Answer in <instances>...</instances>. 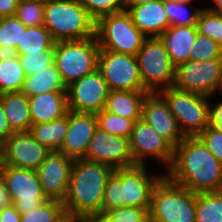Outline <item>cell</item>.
I'll return each mask as SVG.
<instances>
[{"instance_id": "cell-12", "label": "cell", "mask_w": 222, "mask_h": 222, "mask_svg": "<svg viewBox=\"0 0 222 222\" xmlns=\"http://www.w3.org/2000/svg\"><path fill=\"white\" fill-rule=\"evenodd\" d=\"M129 144L135 165H145L146 157H156L168 170L173 162L174 147L142 119L134 122Z\"/></svg>"}, {"instance_id": "cell-1", "label": "cell", "mask_w": 222, "mask_h": 222, "mask_svg": "<svg viewBox=\"0 0 222 222\" xmlns=\"http://www.w3.org/2000/svg\"><path fill=\"white\" fill-rule=\"evenodd\" d=\"M165 174L194 193L222 190V163L195 136L184 137L174 148L173 162Z\"/></svg>"}, {"instance_id": "cell-4", "label": "cell", "mask_w": 222, "mask_h": 222, "mask_svg": "<svg viewBox=\"0 0 222 222\" xmlns=\"http://www.w3.org/2000/svg\"><path fill=\"white\" fill-rule=\"evenodd\" d=\"M148 213L149 222H195L196 193L164 175L153 189Z\"/></svg>"}, {"instance_id": "cell-2", "label": "cell", "mask_w": 222, "mask_h": 222, "mask_svg": "<svg viewBox=\"0 0 222 222\" xmlns=\"http://www.w3.org/2000/svg\"><path fill=\"white\" fill-rule=\"evenodd\" d=\"M114 169L97 161L74 159L68 194L63 201L65 213L88 222L102 214L104 190Z\"/></svg>"}, {"instance_id": "cell-43", "label": "cell", "mask_w": 222, "mask_h": 222, "mask_svg": "<svg viewBox=\"0 0 222 222\" xmlns=\"http://www.w3.org/2000/svg\"><path fill=\"white\" fill-rule=\"evenodd\" d=\"M210 124L222 130V100L213 107L210 105Z\"/></svg>"}, {"instance_id": "cell-23", "label": "cell", "mask_w": 222, "mask_h": 222, "mask_svg": "<svg viewBox=\"0 0 222 222\" xmlns=\"http://www.w3.org/2000/svg\"><path fill=\"white\" fill-rule=\"evenodd\" d=\"M148 93L129 90L109 91L104 110L135 122L141 119L143 101Z\"/></svg>"}, {"instance_id": "cell-33", "label": "cell", "mask_w": 222, "mask_h": 222, "mask_svg": "<svg viewBox=\"0 0 222 222\" xmlns=\"http://www.w3.org/2000/svg\"><path fill=\"white\" fill-rule=\"evenodd\" d=\"M45 0H19L15 17L26 27L42 26L44 23Z\"/></svg>"}, {"instance_id": "cell-46", "label": "cell", "mask_w": 222, "mask_h": 222, "mask_svg": "<svg viewBox=\"0 0 222 222\" xmlns=\"http://www.w3.org/2000/svg\"><path fill=\"white\" fill-rule=\"evenodd\" d=\"M11 204L9 195L6 190L5 182L0 174V210Z\"/></svg>"}, {"instance_id": "cell-15", "label": "cell", "mask_w": 222, "mask_h": 222, "mask_svg": "<svg viewBox=\"0 0 222 222\" xmlns=\"http://www.w3.org/2000/svg\"><path fill=\"white\" fill-rule=\"evenodd\" d=\"M83 158L101 162L114 170L135 166L129 139L112 135L100 128L96 129Z\"/></svg>"}, {"instance_id": "cell-10", "label": "cell", "mask_w": 222, "mask_h": 222, "mask_svg": "<svg viewBox=\"0 0 222 222\" xmlns=\"http://www.w3.org/2000/svg\"><path fill=\"white\" fill-rule=\"evenodd\" d=\"M0 174L5 182L10 201L20 214L33 211L48 200L36 170L1 166Z\"/></svg>"}, {"instance_id": "cell-14", "label": "cell", "mask_w": 222, "mask_h": 222, "mask_svg": "<svg viewBox=\"0 0 222 222\" xmlns=\"http://www.w3.org/2000/svg\"><path fill=\"white\" fill-rule=\"evenodd\" d=\"M50 152L30 131L14 132L2 142V166L37 170Z\"/></svg>"}, {"instance_id": "cell-45", "label": "cell", "mask_w": 222, "mask_h": 222, "mask_svg": "<svg viewBox=\"0 0 222 222\" xmlns=\"http://www.w3.org/2000/svg\"><path fill=\"white\" fill-rule=\"evenodd\" d=\"M19 0H0V18L14 16Z\"/></svg>"}, {"instance_id": "cell-5", "label": "cell", "mask_w": 222, "mask_h": 222, "mask_svg": "<svg viewBox=\"0 0 222 222\" xmlns=\"http://www.w3.org/2000/svg\"><path fill=\"white\" fill-rule=\"evenodd\" d=\"M158 93L167 102L184 137H195L210 125V97L175 87L161 89Z\"/></svg>"}, {"instance_id": "cell-13", "label": "cell", "mask_w": 222, "mask_h": 222, "mask_svg": "<svg viewBox=\"0 0 222 222\" xmlns=\"http://www.w3.org/2000/svg\"><path fill=\"white\" fill-rule=\"evenodd\" d=\"M109 89L99 69L67 86L68 109L98 113L104 109Z\"/></svg>"}, {"instance_id": "cell-7", "label": "cell", "mask_w": 222, "mask_h": 222, "mask_svg": "<svg viewBox=\"0 0 222 222\" xmlns=\"http://www.w3.org/2000/svg\"><path fill=\"white\" fill-rule=\"evenodd\" d=\"M95 37L100 49L135 56L146 38L126 10L99 18L96 21Z\"/></svg>"}, {"instance_id": "cell-36", "label": "cell", "mask_w": 222, "mask_h": 222, "mask_svg": "<svg viewBox=\"0 0 222 222\" xmlns=\"http://www.w3.org/2000/svg\"><path fill=\"white\" fill-rule=\"evenodd\" d=\"M186 4H179L173 1L164 0V9L169 19L170 26H192L197 25V18L202 10L195 8L193 12H189ZM189 12V13H188Z\"/></svg>"}, {"instance_id": "cell-6", "label": "cell", "mask_w": 222, "mask_h": 222, "mask_svg": "<svg viewBox=\"0 0 222 222\" xmlns=\"http://www.w3.org/2000/svg\"><path fill=\"white\" fill-rule=\"evenodd\" d=\"M99 51L96 37L55 42L54 62L66 86L98 69Z\"/></svg>"}, {"instance_id": "cell-39", "label": "cell", "mask_w": 222, "mask_h": 222, "mask_svg": "<svg viewBox=\"0 0 222 222\" xmlns=\"http://www.w3.org/2000/svg\"><path fill=\"white\" fill-rule=\"evenodd\" d=\"M88 14L97 21L99 18L125 10L126 0H80Z\"/></svg>"}, {"instance_id": "cell-21", "label": "cell", "mask_w": 222, "mask_h": 222, "mask_svg": "<svg viewBox=\"0 0 222 222\" xmlns=\"http://www.w3.org/2000/svg\"><path fill=\"white\" fill-rule=\"evenodd\" d=\"M28 98L32 125L60 119L69 111L67 91L46 92Z\"/></svg>"}, {"instance_id": "cell-37", "label": "cell", "mask_w": 222, "mask_h": 222, "mask_svg": "<svg viewBox=\"0 0 222 222\" xmlns=\"http://www.w3.org/2000/svg\"><path fill=\"white\" fill-rule=\"evenodd\" d=\"M26 26L15 16L0 18V45L16 48Z\"/></svg>"}, {"instance_id": "cell-52", "label": "cell", "mask_w": 222, "mask_h": 222, "mask_svg": "<svg viewBox=\"0 0 222 222\" xmlns=\"http://www.w3.org/2000/svg\"><path fill=\"white\" fill-rule=\"evenodd\" d=\"M2 143L0 142V167L2 166Z\"/></svg>"}, {"instance_id": "cell-51", "label": "cell", "mask_w": 222, "mask_h": 222, "mask_svg": "<svg viewBox=\"0 0 222 222\" xmlns=\"http://www.w3.org/2000/svg\"><path fill=\"white\" fill-rule=\"evenodd\" d=\"M169 1H173V2H175V3H179V4H190V2L192 1V0H169Z\"/></svg>"}, {"instance_id": "cell-32", "label": "cell", "mask_w": 222, "mask_h": 222, "mask_svg": "<svg viewBox=\"0 0 222 222\" xmlns=\"http://www.w3.org/2000/svg\"><path fill=\"white\" fill-rule=\"evenodd\" d=\"M149 208L120 207L104 211L92 222H149Z\"/></svg>"}, {"instance_id": "cell-27", "label": "cell", "mask_w": 222, "mask_h": 222, "mask_svg": "<svg viewBox=\"0 0 222 222\" xmlns=\"http://www.w3.org/2000/svg\"><path fill=\"white\" fill-rule=\"evenodd\" d=\"M54 44L55 41L50 32L42 25L27 27L15 49L18 55H27L41 51H54Z\"/></svg>"}, {"instance_id": "cell-42", "label": "cell", "mask_w": 222, "mask_h": 222, "mask_svg": "<svg viewBox=\"0 0 222 222\" xmlns=\"http://www.w3.org/2000/svg\"><path fill=\"white\" fill-rule=\"evenodd\" d=\"M21 214L11 203L0 210V222H20Z\"/></svg>"}, {"instance_id": "cell-50", "label": "cell", "mask_w": 222, "mask_h": 222, "mask_svg": "<svg viewBox=\"0 0 222 222\" xmlns=\"http://www.w3.org/2000/svg\"><path fill=\"white\" fill-rule=\"evenodd\" d=\"M215 5H213L211 8H207L209 11L216 13L218 15L222 16V0H213Z\"/></svg>"}, {"instance_id": "cell-31", "label": "cell", "mask_w": 222, "mask_h": 222, "mask_svg": "<svg viewBox=\"0 0 222 222\" xmlns=\"http://www.w3.org/2000/svg\"><path fill=\"white\" fill-rule=\"evenodd\" d=\"M64 214L62 201L48 199L33 211L21 214L20 222H57Z\"/></svg>"}, {"instance_id": "cell-22", "label": "cell", "mask_w": 222, "mask_h": 222, "mask_svg": "<svg viewBox=\"0 0 222 222\" xmlns=\"http://www.w3.org/2000/svg\"><path fill=\"white\" fill-rule=\"evenodd\" d=\"M197 35V25H192L170 26L159 36L169 54L171 63L175 67L189 60V54Z\"/></svg>"}, {"instance_id": "cell-25", "label": "cell", "mask_w": 222, "mask_h": 222, "mask_svg": "<svg viewBox=\"0 0 222 222\" xmlns=\"http://www.w3.org/2000/svg\"><path fill=\"white\" fill-rule=\"evenodd\" d=\"M53 91H67V86L55 63L38 73L27 76L21 90L27 97Z\"/></svg>"}, {"instance_id": "cell-30", "label": "cell", "mask_w": 222, "mask_h": 222, "mask_svg": "<svg viewBox=\"0 0 222 222\" xmlns=\"http://www.w3.org/2000/svg\"><path fill=\"white\" fill-rule=\"evenodd\" d=\"M97 126L110 134L130 138L134 121L121 117L117 114L105 111L104 109L95 113Z\"/></svg>"}, {"instance_id": "cell-19", "label": "cell", "mask_w": 222, "mask_h": 222, "mask_svg": "<svg viewBox=\"0 0 222 222\" xmlns=\"http://www.w3.org/2000/svg\"><path fill=\"white\" fill-rule=\"evenodd\" d=\"M97 126L95 113L68 111V129L59 152L72 159L83 158Z\"/></svg>"}, {"instance_id": "cell-48", "label": "cell", "mask_w": 222, "mask_h": 222, "mask_svg": "<svg viewBox=\"0 0 222 222\" xmlns=\"http://www.w3.org/2000/svg\"><path fill=\"white\" fill-rule=\"evenodd\" d=\"M57 222H88L87 220L74 216L72 214L65 213L62 217H60Z\"/></svg>"}, {"instance_id": "cell-26", "label": "cell", "mask_w": 222, "mask_h": 222, "mask_svg": "<svg viewBox=\"0 0 222 222\" xmlns=\"http://www.w3.org/2000/svg\"><path fill=\"white\" fill-rule=\"evenodd\" d=\"M68 129V112L60 119L32 125L30 132L34 138L50 151H59Z\"/></svg>"}, {"instance_id": "cell-20", "label": "cell", "mask_w": 222, "mask_h": 222, "mask_svg": "<svg viewBox=\"0 0 222 222\" xmlns=\"http://www.w3.org/2000/svg\"><path fill=\"white\" fill-rule=\"evenodd\" d=\"M127 12L130 14L134 25L146 37L160 36L170 27L164 9V0L133 6Z\"/></svg>"}, {"instance_id": "cell-28", "label": "cell", "mask_w": 222, "mask_h": 222, "mask_svg": "<svg viewBox=\"0 0 222 222\" xmlns=\"http://www.w3.org/2000/svg\"><path fill=\"white\" fill-rule=\"evenodd\" d=\"M195 222H222V190L196 193Z\"/></svg>"}, {"instance_id": "cell-47", "label": "cell", "mask_w": 222, "mask_h": 222, "mask_svg": "<svg viewBox=\"0 0 222 222\" xmlns=\"http://www.w3.org/2000/svg\"><path fill=\"white\" fill-rule=\"evenodd\" d=\"M17 56L18 54L15 48L0 45V61L10 60Z\"/></svg>"}, {"instance_id": "cell-17", "label": "cell", "mask_w": 222, "mask_h": 222, "mask_svg": "<svg viewBox=\"0 0 222 222\" xmlns=\"http://www.w3.org/2000/svg\"><path fill=\"white\" fill-rule=\"evenodd\" d=\"M150 176V177H149ZM163 174H147L145 165L122 168V201L127 207L150 208L153 189Z\"/></svg>"}, {"instance_id": "cell-16", "label": "cell", "mask_w": 222, "mask_h": 222, "mask_svg": "<svg viewBox=\"0 0 222 222\" xmlns=\"http://www.w3.org/2000/svg\"><path fill=\"white\" fill-rule=\"evenodd\" d=\"M74 159L59 151H51L36 170L44 194L48 199L64 201L69 189Z\"/></svg>"}, {"instance_id": "cell-44", "label": "cell", "mask_w": 222, "mask_h": 222, "mask_svg": "<svg viewBox=\"0 0 222 222\" xmlns=\"http://www.w3.org/2000/svg\"><path fill=\"white\" fill-rule=\"evenodd\" d=\"M14 131L11 129L0 102V142L5 141Z\"/></svg>"}, {"instance_id": "cell-11", "label": "cell", "mask_w": 222, "mask_h": 222, "mask_svg": "<svg viewBox=\"0 0 222 222\" xmlns=\"http://www.w3.org/2000/svg\"><path fill=\"white\" fill-rule=\"evenodd\" d=\"M98 69L102 73L109 91H147L143 86L135 55L100 49Z\"/></svg>"}, {"instance_id": "cell-49", "label": "cell", "mask_w": 222, "mask_h": 222, "mask_svg": "<svg viewBox=\"0 0 222 222\" xmlns=\"http://www.w3.org/2000/svg\"><path fill=\"white\" fill-rule=\"evenodd\" d=\"M155 1H159V0H126L125 10L127 11L130 7L143 5L148 2H155Z\"/></svg>"}, {"instance_id": "cell-18", "label": "cell", "mask_w": 222, "mask_h": 222, "mask_svg": "<svg viewBox=\"0 0 222 222\" xmlns=\"http://www.w3.org/2000/svg\"><path fill=\"white\" fill-rule=\"evenodd\" d=\"M141 119L150 124L174 148L184 139L174 114L159 93H148L142 105Z\"/></svg>"}, {"instance_id": "cell-35", "label": "cell", "mask_w": 222, "mask_h": 222, "mask_svg": "<svg viewBox=\"0 0 222 222\" xmlns=\"http://www.w3.org/2000/svg\"><path fill=\"white\" fill-rule=\"evenodd\" d=\"M120 207H124V201H122V168L115 169L107 180L103 196L102 213Z\"/></svg>"}, {"instance_id": "cell-41", "label": "cell", "mask_w": 222, "mask_h": 222, "mask_svg": "<svg viewBox=\"0 0 222 222\" xmlns=\"http://www.w3.org/2000/svg\"><path fill=\"white\" fill-rule=\"evenodd\" d=\"M222 163V130L216 129L211 124L196 136Z\"/></svg>"}, {"instance_id": "cell-40", "label": "cell", "mask_w": 222, "mask_h": 222, "mask_svg": "<svg viewBox=\"0 0 222 222\" xmlns=\"http://www.w3.org/2000/svg\"><path fill=\"white\" fill-rule=\"evenodd\" d=\"M18 57L26 76L38 73L55 63L54 51H41L27 55H18Z\"/></svg>"}, {"instance_id": "cell-8", "label": "cell", "mask_w": 222, "mask_h": 222, "mask_svg": "<svg viewBox=\"0 0 222 222\" xmlns=\"http://www.w3.org/2000/svg\"><path fill=\"white\" fill-rule=\"evenodd\" d=\"M136 58L143 86L149 93L173 87L175 66L159 36L146 37Z\"/></svg>"}, {"instance_id": "cell-38", "label": "cell", "mask_w": 222, "mask_h": 222, "mask_svg": "<svg viewBox=\"0 0 222 222\" xmlns=\"http://www.w3.org/2000/svg\"><path fill=\"white\" fill-rule=\"evenodd\" d=\"M208 59H222V47L212 39L198 33L190 51L189 60L200 62Z\"/></svg>"}, {"instance_id": "cell-29", "label": "cell", "mask_w": 222, "mask_h": 222, "mask_svg": "<svg viewBox=\"0 0 222 222\" xmlns=\"http://www.w3.org/2000/svg\"><path fill=\"white\" fill-rule=\"evenodd\" d=\"M26 77L18 56L0 61V94L20 92Z\"/></svg>"}, {"instance_id": "cell-24", "label": "cell", "mask_w": 222, "mask_h": 222, "mask_svg": "<svg viewBox=\"0 0 222 222\" xmlns=\"http://www.w3.org/2000/svg\"><path fill=\"white\" fill-rule=\"evenodd\" d=\"M0 102L9 125L14 132L30 131L32 119L29 98L20 92L0 94Z\"/></svg>"}, {"instance_id": "cell-34", "label": "cell", "mask_w": 222, "mask_h": 222, "mask_svg": "<svg viewBox=\"0 0 222 222\" xmlns=\"http://www.w3.org/2000/svg\"><path fill=\"white\" fill-rule=\"evenodd\" d=\"M198 33L212 39L222 47V16L202 8L197 18Z\"/></svg>"}, {"instance_id": "cell-9", "label": "cell", "mask_w": 222, "mask_h": 222, "mask_svg": "<svg viewBox=\"0 0 222 222\" xmlns=\"http://www.w3.org/2000/svg\"><path fill=\"white\" fill-rule=\"evenodd\" d=\"M173 87L207 97L222 92V59L188 60L175 67Z\"/></svg>"}, {"instance_id": "cell-3", "label": "cell", "mask_w": 222, "mask_h": 222, "mask_svg": "<svg viewBox=\"0 0 222 222\" xmlns=\"http://www.w3.org/2000/svg\"><path fill=\"white\" fill-rule=\"evenodd\" d=\"M43 26L55 42L83 40L95 37L96 21L80 0H45Z\"/></svg>"}]
</instances>
